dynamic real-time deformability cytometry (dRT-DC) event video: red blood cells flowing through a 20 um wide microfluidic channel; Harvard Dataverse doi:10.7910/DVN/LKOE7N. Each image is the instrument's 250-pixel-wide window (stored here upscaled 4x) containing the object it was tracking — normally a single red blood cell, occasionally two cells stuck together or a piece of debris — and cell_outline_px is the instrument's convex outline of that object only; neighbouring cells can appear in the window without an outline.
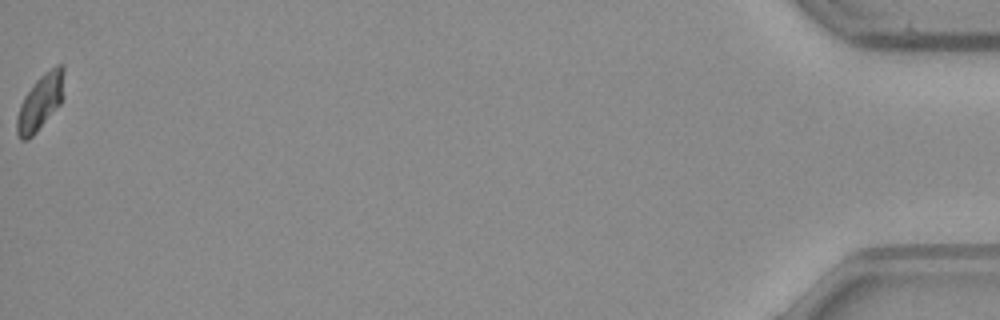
{"species": "common noctule bat (a hibernating species)", "species_latin": "Nyctalus noctula", "temperature_condition": "warm", "stored_images_in_passage": 36, "camera_frame_rate_fps": 3000, "um_per_image_px": 0.085, "animal": {"sex": "male", "body_mass_g": 23.1, "forearm_length_mm": 52.7}, "frame": {"image": 1, "passage_image": 36, "time_ms": 11.667, "image_size_px": [1000, 320], "cell_outline_px": [[64, 96], [60, 104], [36, 132], [28, 140], [20, 140], [16, 132], [16, 116], [20, 104], [24, 96], [36, 80], [44, 72], [56, 64], [64, 64]], "centroid_in_image_um": [3.43, 8.66], "position_along_channel_um": 431.8, "area_um2": 15.55}}